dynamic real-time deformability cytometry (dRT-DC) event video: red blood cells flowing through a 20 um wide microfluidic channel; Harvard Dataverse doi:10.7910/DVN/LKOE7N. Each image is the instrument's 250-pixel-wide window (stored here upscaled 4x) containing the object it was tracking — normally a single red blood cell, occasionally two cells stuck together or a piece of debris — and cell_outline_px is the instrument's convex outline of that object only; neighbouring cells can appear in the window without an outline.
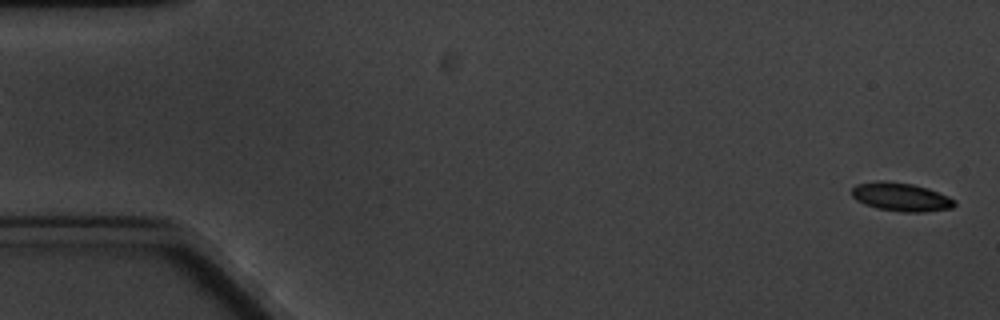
{"species": "common noctule bat (a hibernating species)", "species_latin": "Nyctalus noctula", "temperature_condition": "cold", "stored_images_in_passage": 7, "camera_frame_rate_fps": 3000, "um_per_image_px": 0.085, "animal": {"sex": "male", "body_mass_g": 20.1, "forearm_length_mm": 53.5}, "frame": {"image": 1, "passage_image": 1, "time_ms": 0.0, "image_size_px": [1000, 320], "cell_outline_px": [[956, 204], [952, 208], [924, 212], [900, 212], [876, 208], [864, 204], [856, 200], [852, 196], [852, 188], [856, 184], [876, 180], [880, 180], [912, 184], [928, 188], [948, 196], [956, 200]], "centroid_in_image_um": [76.57, 16.74], "position_along_channel_um": 8.4, "area_um2": 17.22}}
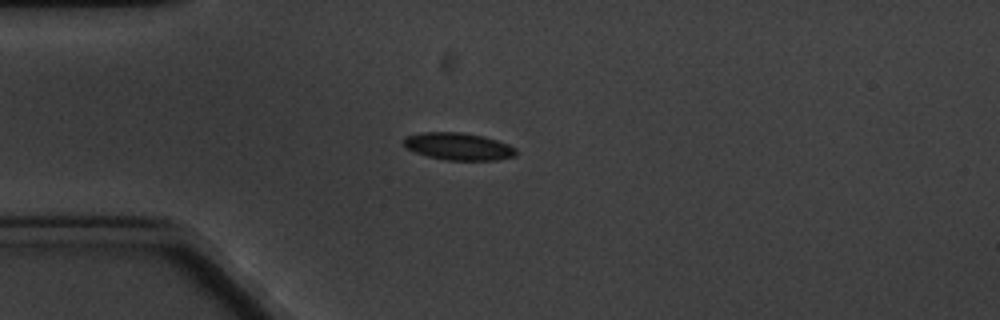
{"frame": {"image": 2, "passage_image": 5, "time_ms": 4.667, "image_size_px": [1000, 320], "cell_outline_px": [[516, 156], [496, 160], [448, 160], [428, 156], [404, 148], [400, 140], [404, 136], [424, 132], [460, 132], [484, 136], [508, 144], [516, 148]], "centroid_in_image_um": [38.91, 12.44], "position_along_channel_um": 46.1, "area_um2": 18.03}}